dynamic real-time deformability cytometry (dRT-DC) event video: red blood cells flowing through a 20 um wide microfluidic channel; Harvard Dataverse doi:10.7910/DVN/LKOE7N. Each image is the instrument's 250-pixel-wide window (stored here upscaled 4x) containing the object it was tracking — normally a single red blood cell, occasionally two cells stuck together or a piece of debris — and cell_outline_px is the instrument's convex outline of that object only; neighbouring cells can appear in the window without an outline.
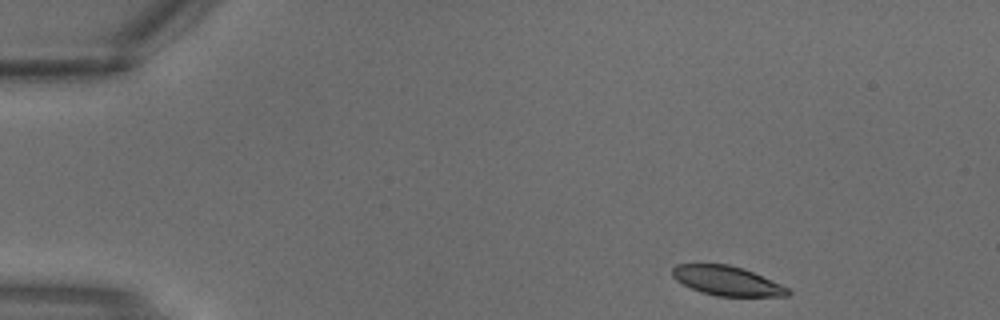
{"species": "common noctule bat (a hibernating species)", "species_latin": "Nyctalus noctula", "temperature_condition": "warm", "stored_images_in_passage": 2, "camera_frame_rate_fps": 3000, "um_per_image_px": 0.085, "animal": {"sex": "male", "body_mass_g": 18.8}, "frame": {"image": 1, "passage_image": 1, "time_ms": 0.0, "image_size_px": [1000, 320], "cell_outline_px": [[792, 292], [788, 296], [716, 296], [700, 292], [676, 280], [672, 276], [672, 268], [676, 264], [728, 264], [744, 268], [780, 284], [788, 288]], "centroid_in_image_um": [61.79, 23.87], "position_along_channel_um": 23.2, "area_um2": 19.77}}